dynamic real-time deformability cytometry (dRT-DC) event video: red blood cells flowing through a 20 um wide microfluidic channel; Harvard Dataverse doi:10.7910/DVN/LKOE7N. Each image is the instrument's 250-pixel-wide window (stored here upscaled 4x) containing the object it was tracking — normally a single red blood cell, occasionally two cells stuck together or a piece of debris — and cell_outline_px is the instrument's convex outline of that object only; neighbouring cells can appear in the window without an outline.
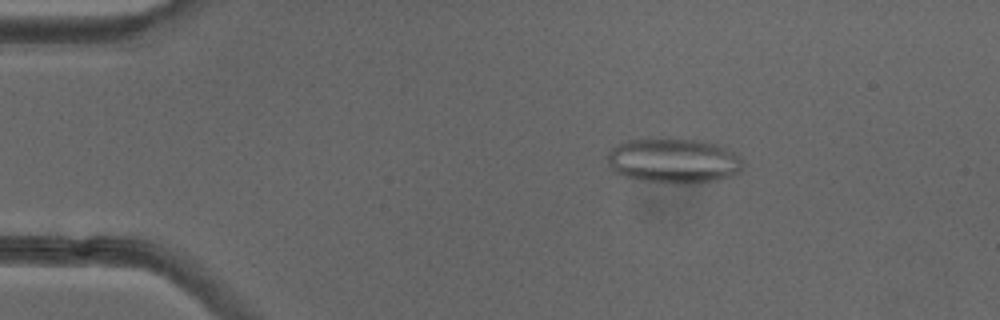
{"species": "common noctule bat (a hibernating species)", "species_latin": "Nyctalus noctula", "temperature_condition": "cold", "stored_images_in_passage": 46, "camera_frame_rate_fps": 3000, "um_per_image_px": 0.085, "animal": {"sex": "female"}, "frame": {"image": 1, "passage_image": 4, "time_ms": 1.0, "image_size_px": [1000, 320], "cell_outline_px": [[744, 164], [740, 172], [732, 176], [716, 180], [688, 184], [660, 184], [632, 180], [616, 172], [608, 164], [608, 152], [612, 148], [628, 140], [656, 136], [680, 136], [704, 140], [716, 144], [732, 152]], "centroid_in_image_um": [57.22, 13.64], "position_along_channel_um": 27.8, "area_um2": 36.88}}
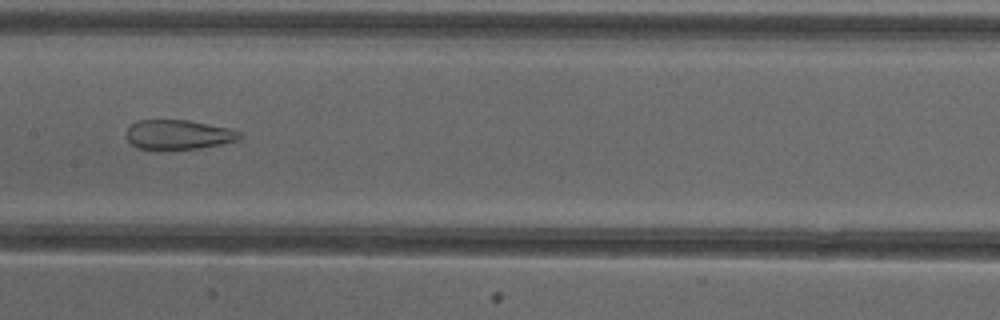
{"frame": {"image": 2, "passage_image": 21, "time_ms": 6.667, "image_size_px": [1000, 320], "cell_outline_px": [[244, 136], [240, 140], [200, 148], [160, 152], [136, 148], [124, 136], [124, 132], [136, 120], [188, 120], [232, 128], [240, 132]], "centroid_in_image_um": [15.14, 11.48], "position_along_channel_um": 192.3, "area_um2": 20.46}}
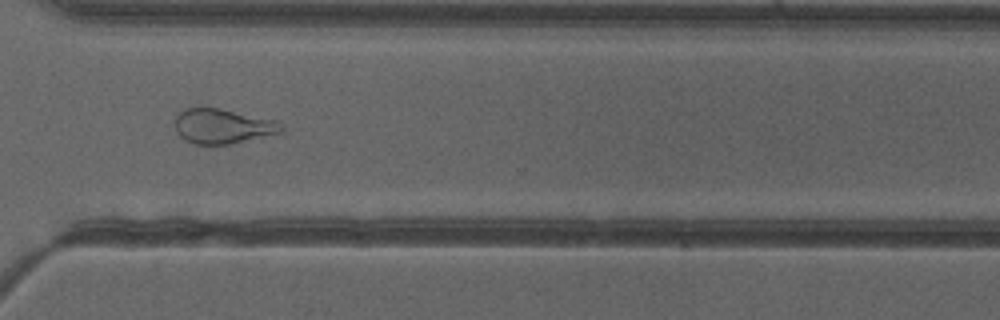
{"frame": {"image": 3, "passage_image": 33, "time_ms": 10.667, "image_size_px": [1000, 320], "cell_outline_px": [[284, 132], [228, 144], [196, 144], [184, 140], [176, 132], [172, 120], [176, 112], [184, 108], [220, 108], [280, 120], [284, 124]], "centroid_in_image_um": [18.92, 10.7], "position_along_channel_um": 351.7, "area_um2": 22.2}, "authors_computed_cell_mechanics": {"area_um2": 25.3742, "velocity_mm_per_s": 3.9933, "shape_relaxation_time_tau1_ms": null, "shape_relaxation_time_tau2_ms": 2.1129, "deformation_change_tau1": null, "deformation_change_tau2": 0.1151}}